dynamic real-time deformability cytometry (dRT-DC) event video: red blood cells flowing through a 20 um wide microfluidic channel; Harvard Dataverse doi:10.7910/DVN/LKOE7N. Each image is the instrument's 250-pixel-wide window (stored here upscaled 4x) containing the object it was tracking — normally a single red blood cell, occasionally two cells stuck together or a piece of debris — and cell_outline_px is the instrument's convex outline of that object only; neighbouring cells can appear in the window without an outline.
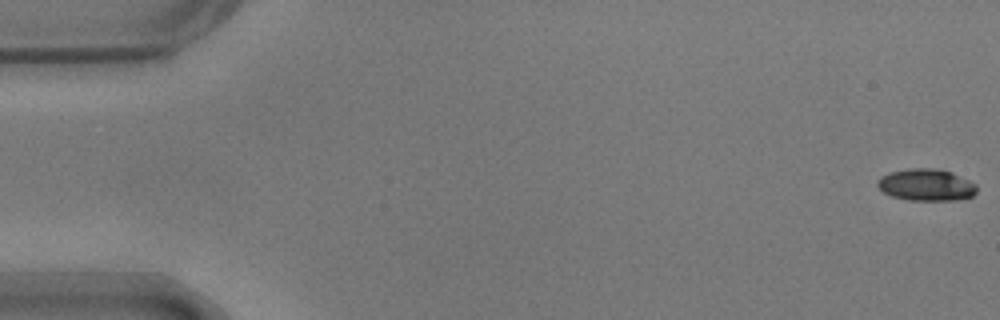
{"species": "common noctule bat (a hibernating species)", "species_latin": "Nyctalus noctula", "temperature_condition": "warm", "stored_images_in_passage": 55, "camera_frame_rate_fps": 3000, "um_per_image_px": 0.085, "animal": {"sex": "male", "body_mass_g": 17.9}, "frame": {"image": 1, "passage_image": 1, "time_ms": 0.0, "image_size_px": [1000, 320], "cell_outline_px": [[976, 192], [972, 196], [956, 200], [908, 200], [892, 196], [884, 192], [876, 184], [880, 176], [888, 172], [908, 168], [936, 168], [952, 172], [976, 184]], "centroid_in_image_um": [78.71, 15.7], "position_along_channel_um": 6.3, "area_um2": 18.5}}
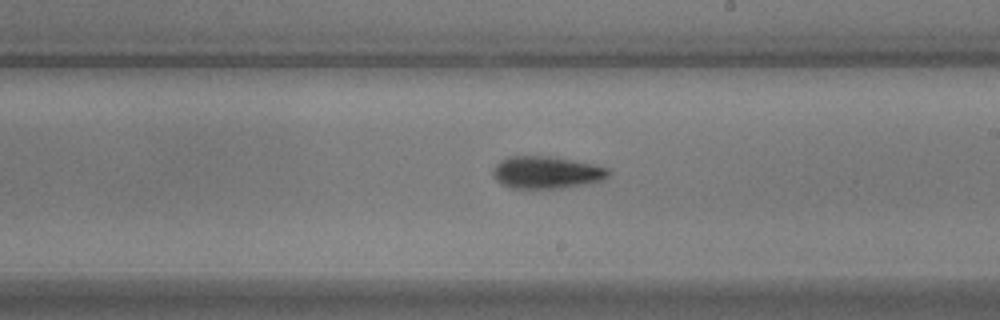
{"frame": {"image": 2, "passage_image": 32, "time_ms": 10.333, "image_size_px": [1000, 320], "cell_outline_px": [[608, 176], [604, 180], [588, 184], [560, 188], [508, 188], [496, 180], [492, 176], [492, 168], [500, 160], [508, 156], [556, 156], [596, 164], [608, 168]], "centroid_in_image_um": [46.45, 14.64], "position_along_channel_um": 242.6, "area_um2": 22.2}}
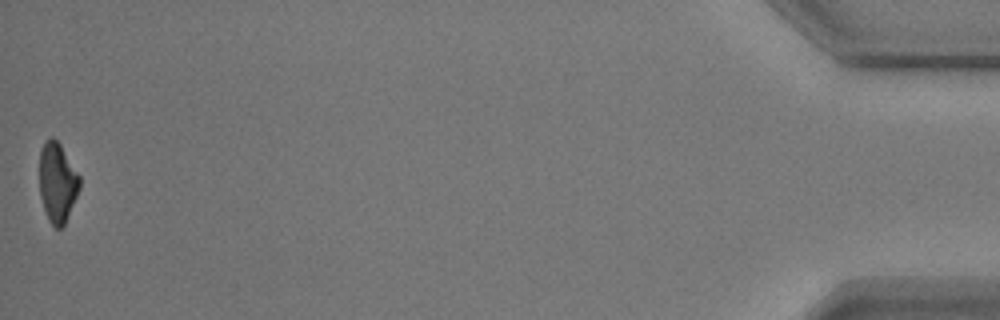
{"frame": {"image": 3, "passage_image": 55, "time_ms": 18.0, "image_size_px": [1000, 320], "cell_outline_px": [[80, 188], [64, 224], [60, 228], [56, 228], [48, 220], [40, 196], [40, 148], [44, 140], [52, 136], [60, 144], [80, 176]], "centroid_in_image_um": [4.87, 15.47], "position_along_channel_um": 430.3, "area_um2": 18.55}, "authors_computed_cell_mechanics": {"area_um2": 20.23, "velocity_mm_per_s": 3.7048, "shape_relaxation_time_tau1_ms": 7.4469, "shape_relaxation_time_tau2_ms": 8.6234, "deformation_change_tau1": 0.1917, "deformation_change_tau2": 0.1935}}